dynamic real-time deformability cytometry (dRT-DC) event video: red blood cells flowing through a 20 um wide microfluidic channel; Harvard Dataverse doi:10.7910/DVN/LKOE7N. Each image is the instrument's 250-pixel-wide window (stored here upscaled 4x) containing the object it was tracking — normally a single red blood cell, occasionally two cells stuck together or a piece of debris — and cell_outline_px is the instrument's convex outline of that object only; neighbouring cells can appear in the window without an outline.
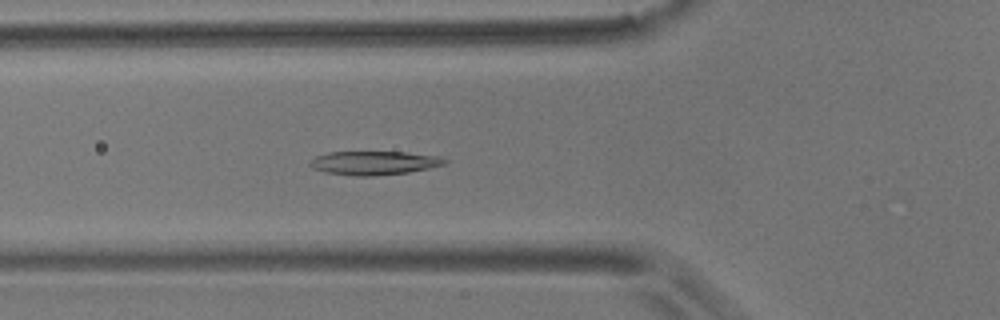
{"species": "common noctule bat (a hibernating species)", "species_latin": "Nyctalus noctula", "temperature_condition": "room temperature", "stored_images_in_passage": 57, "camera_frame_rate_fps": 3000, "um_per_image_px": 0.085, "animal": {"sex": "male", "body_mass_g": 17.9}, "frame": {"image": 1, "passage_image": 20, "time_ms": 6.333, "image_size_px": [1000, 320], "cell_outline_px": [[448, 164], [408, 172], [372, 176], [352, 176], [324, 172], [308, 164], [316, 156], [328, 152], [408, 152], [440, 156], [448, 160]], "centroid_in_image_um": [31.85, 13.84], "position_along_channel_um": 94.0, "area_um2": 18.67}}
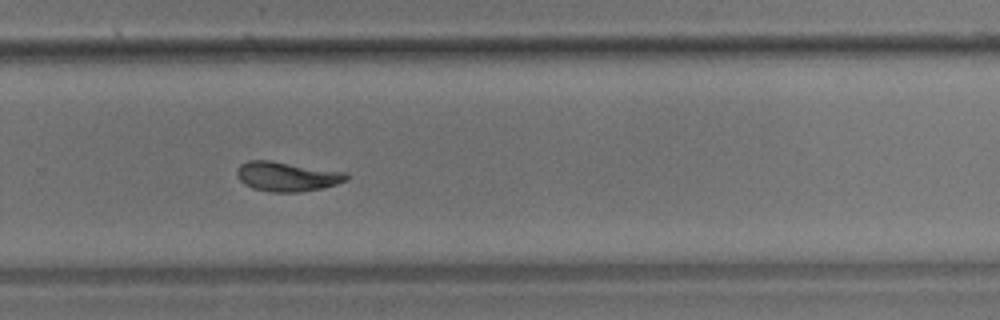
{"frame": {"image": 2, "passage_image": 38, "time_ms": 12.333, "image_size_px": [1000, 320], "cell_outline_px": [[348, 180], [324, 188], [300, 192], [272, 192], [252, 188], [244, 184], [236, 176], [236, 172], [240, 164], [248, 160], [268, 160], [348, 172]], "centroid_in_image_um": [24.4, 15.0], "position_along_channel_um": 305.4, "area_um2": 19.02}}
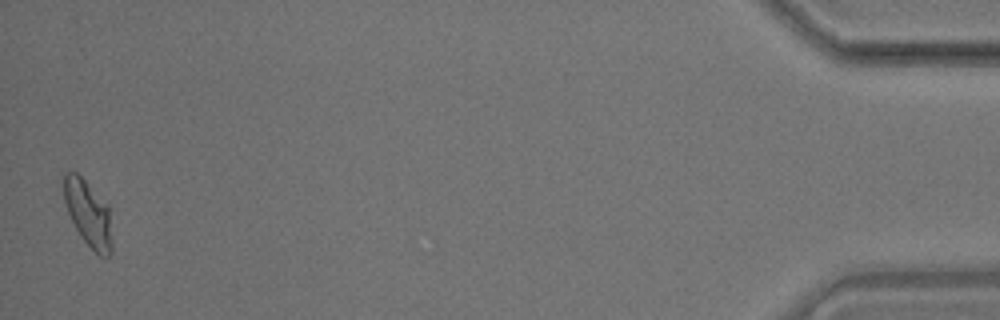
{"frame": {"image": 3, "passage_image": 56, "time_ms": 18.333, "image_size_px": [1000, 320], "cell_outline_px": [[112, 252], [108, 256], [100, 256], [80, 236], [68, 212], [64, 200], [64, 172], [76, 172], [108, 204], [112, 240]], "centroid_in_image_um": [7.51, 18.15], "position_along_channel_um": 427.7, "area_um2": 18.26}, "authors_computed_cell_mechanics": {"area_um2": 18.7272, "velocity_mm_per_s": 3.526, "shape_relaxation_time_tau1_ms": 4.6787, "shape_relaxation_time_tau2_ms": 4.033, "deformation_change_tau1": 0.1503, "deformation_change_tau2": 0.0795}}